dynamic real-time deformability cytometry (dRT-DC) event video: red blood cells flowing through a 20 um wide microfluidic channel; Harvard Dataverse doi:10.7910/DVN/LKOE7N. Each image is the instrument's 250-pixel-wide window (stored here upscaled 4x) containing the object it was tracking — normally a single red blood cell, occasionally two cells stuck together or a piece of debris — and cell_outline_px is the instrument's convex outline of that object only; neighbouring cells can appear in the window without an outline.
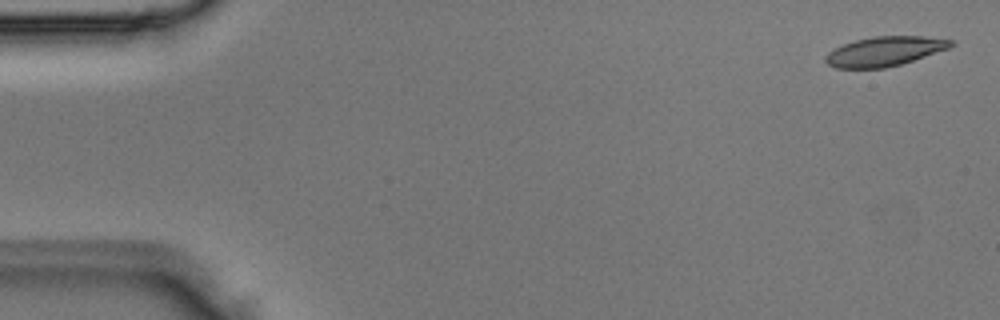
{"species": "Egyptian fruit bat (a non-hibernating species)", "species_latin": "Rousettus aegyptiacus", "temperature_condition": "room temperature", "stored_images_in_passage": 5, "camera_frame_rate_fps": 3000, "um_per_image_px": 0.085, "animal": {"sex": "male"}, "frame": {"image": 1, "passage_image": 1, "time_ms": 0.0, "image_size_px": [1000, 320], "cell_outline_px": [[956, 44], [948, 48], [900, 64], [884, 68], [836, 68], [828, 64], [824, 60], [824, 56], [828, 52], [844, 44], [856, 40], [872, 36], [924, 36], [956, 40]], "centroid_in_image_um": [75.2, 4.35], "position_along_channel_um": 9.8, "area_um2": 21.44}}